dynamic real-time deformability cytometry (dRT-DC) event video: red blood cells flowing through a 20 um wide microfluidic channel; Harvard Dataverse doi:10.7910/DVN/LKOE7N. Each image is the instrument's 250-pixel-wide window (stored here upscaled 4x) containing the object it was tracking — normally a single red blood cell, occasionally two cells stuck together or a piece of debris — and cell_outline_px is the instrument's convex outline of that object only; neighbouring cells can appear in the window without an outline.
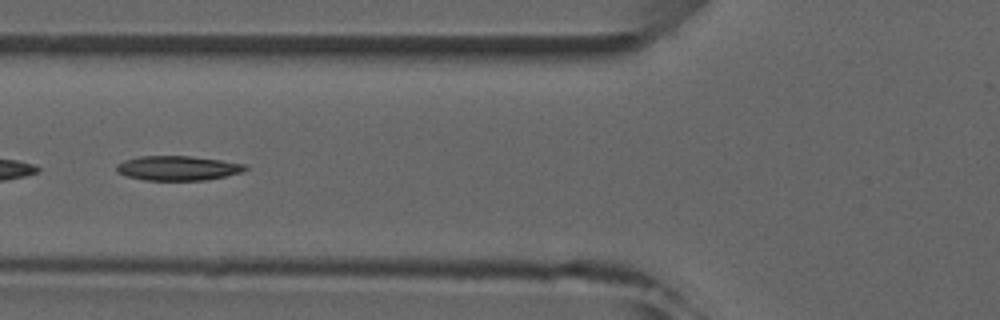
{"species": "common noctule bat (a hibernating species)", "species_latin": "Nyctalus noctula", "temperature_condition": "room temperature", "stored_images_in_passage": 6, "camera_frame_rate_fps": 3000, "um_per_image_px": 0.085, "animal": {"sex": "male", "forearm_length_mm": 52.5}, "frame": {"image": 1, "passage_image": 5, "time_ms": 4.667, "image_size_px": [1000, 320], "cell_outline_px": [[248, 168], [240, 172], [208, 180], [144, 180], [128, 176], [116, 172], [116, 164], [124, 160], [140, 156], [188, 156], [220, 160], [244, 164]], "centroid_in_image_um": [15.06, 14.29], "position_along_channel_um": 110.7, "area_um2": 18.26}}
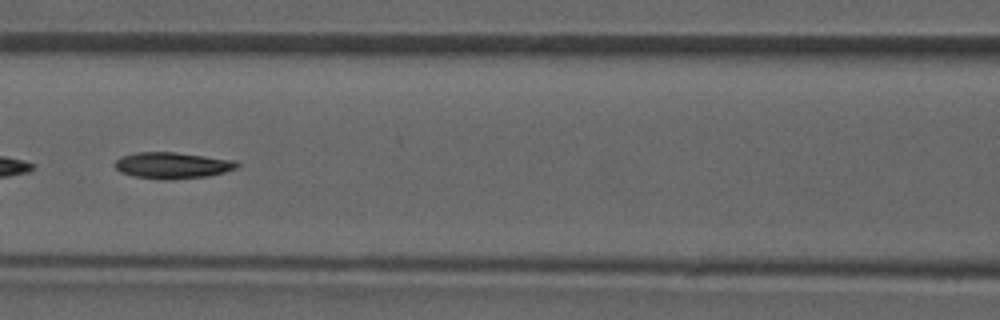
{"frame": {"image": 2, "passage_image": 6, "time_ms": 5.667, "image_size_px": [1000, 320], "cell_outline_px": [[240, 164], [236, 168], [224, 172], [208, 176], [168, 180], [164, 180], [132, 176], [120, 172], [112, 164], [120, 156], [136, 152], [176, 152], [236, 160]], "centroid_in_image_um": [14.62, 14.05], "position_along_channel_um": 152.0, "area_um2": 18.96}}